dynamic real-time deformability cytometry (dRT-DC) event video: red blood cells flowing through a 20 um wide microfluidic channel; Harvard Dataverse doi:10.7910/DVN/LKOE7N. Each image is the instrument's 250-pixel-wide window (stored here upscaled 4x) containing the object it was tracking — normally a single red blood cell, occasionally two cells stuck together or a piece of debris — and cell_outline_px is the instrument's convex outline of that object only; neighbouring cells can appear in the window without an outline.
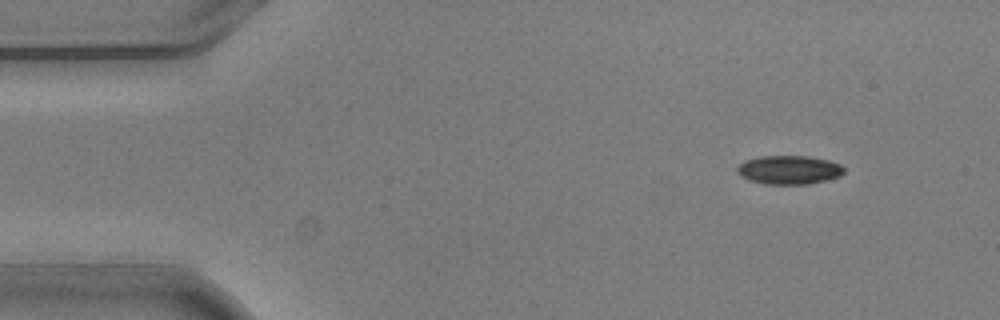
{"species": "common noctule bat (a hibernating species)", "species_latin": "Nyctalus noctula", "temperature_condition": "warm", "stored_images_in_passage": 4, "camera_frame_rate_fps": 3000, "um_per_image_px": 0.085, "animal": {"sex": "male", "body_mass_g": 20.5, "forearm_length_mm": 52.5}, "frame": {"image": 1, "passage_image": 1, "time_ms": 0.0, "image_size_px": [1000, 320], "cell_outline_px": [[844, 172], [840, 176], [828, 180], [808, 184], [768, 184], [752, 180], [740, 176], [736, 172], [736, 168], [744, 160], [760, 156], [808, 156], [828, 160], [840, 164], [844, 168]], "centroid_in_image_um": [67.07, 14.43], "position_along_channel_um": 17.9, "area_um2": 17.92}}
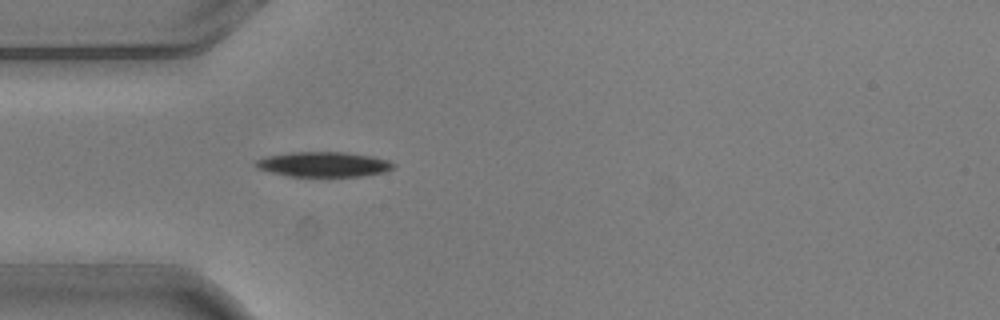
{"frame": {"image": 2, "passage_image": 4, "time_ms": 1.0, "image_size_px": [1000, 320], "cell_outline_px": [[396, 168], [384, 172], [364, 176], [288, 176], [256, 168], [256, 160], [264, 156], [292, 152], [344, 152], [376, 156], [388, 160], [396, 164]], "centroid_in_image_um": [27.56, 13.96], "position_along_channel_um": 57.4, "area_um2": 20.23}}